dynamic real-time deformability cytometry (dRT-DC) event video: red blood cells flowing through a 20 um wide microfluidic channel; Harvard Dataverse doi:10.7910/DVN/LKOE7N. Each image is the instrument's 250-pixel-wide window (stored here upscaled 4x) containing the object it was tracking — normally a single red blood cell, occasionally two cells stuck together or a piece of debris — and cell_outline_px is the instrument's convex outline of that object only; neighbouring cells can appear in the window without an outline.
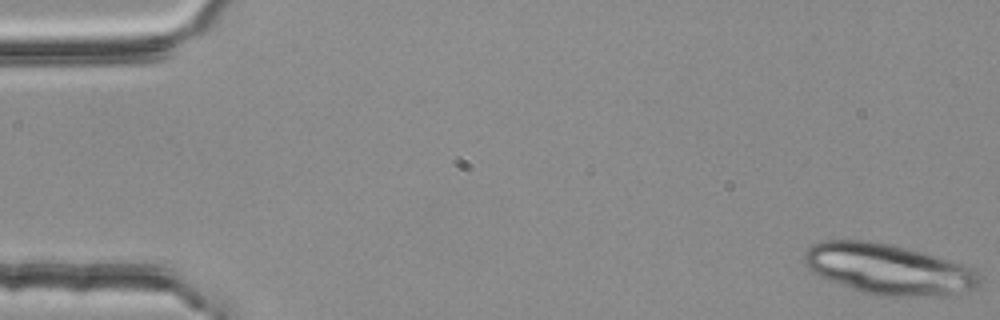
{"species": "common noctule bat (a hibernating species)", "species_latin": "Nyctalus noctula", "temperature_condition": "room temperature", "stored_images_in_passage": 6, "camera_frame_rate_fps": 3000, "um_per_image_px": 0.085, "animal": {"sex": "female", "body_mass_g": 25.1}, "frame": {"image": 1, "passage_image": 1, "time_ms": 0.0, "image_size_px": [1000, 320], "cell_outline_px": [[980, 284], [976, 288], [952, 296], [876, 296], [860, 292], [820, 276], [812, 272], [804, 264], [804, 252], [812, 244], [824, 240], [868, 240], [892, 244], [924, 252], [964, 264], [976, 268], [980, 276]], "centroid_in_image_um": [75.56, 22.88], "position_along_channel_um": 9.4, "area_um2": 52.42}}